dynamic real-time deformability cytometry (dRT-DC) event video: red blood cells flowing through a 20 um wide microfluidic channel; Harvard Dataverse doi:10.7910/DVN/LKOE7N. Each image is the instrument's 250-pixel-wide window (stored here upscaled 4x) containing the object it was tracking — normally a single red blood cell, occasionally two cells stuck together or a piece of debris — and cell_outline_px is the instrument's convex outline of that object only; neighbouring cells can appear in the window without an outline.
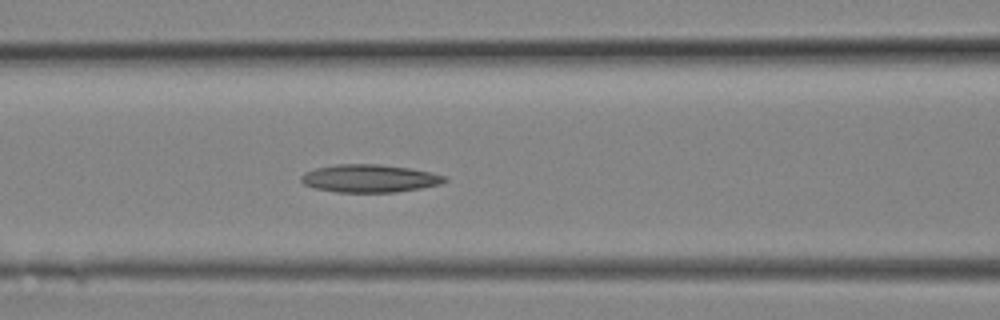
{"species": "Egyptian fruit bat (a non-hibernating species)", "species_latin": "Rousettus aegyptiacus", "temperature_condition": "room temperature", "stored_images_in_passage": 7, "camera_frame_rate_fps": 3000, "um_per_image_px": 0.085, "animal": {"sex": "female"}, "frame": {"image": 1, "passage_image": 7, "time_ms": 2.0, "image_size_px": [1000, 320], "cell_outline_px": [[448, 180], [440, 184], [420, 188], [396, 192], [336, 192], [316, 188], [304, 184], [300, 180], [300, 176], [304, 172], [316, 168], [336, 164], [380, 164], [412, 168], [432, 172], [448, 176]], "centroid_in_image_um": [31.44, 15.15], "position_along_channel_um": 135.2, "area_um2": 23.47}}